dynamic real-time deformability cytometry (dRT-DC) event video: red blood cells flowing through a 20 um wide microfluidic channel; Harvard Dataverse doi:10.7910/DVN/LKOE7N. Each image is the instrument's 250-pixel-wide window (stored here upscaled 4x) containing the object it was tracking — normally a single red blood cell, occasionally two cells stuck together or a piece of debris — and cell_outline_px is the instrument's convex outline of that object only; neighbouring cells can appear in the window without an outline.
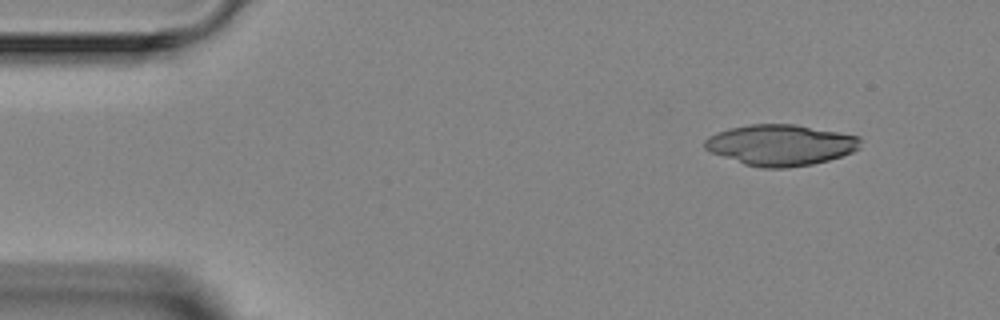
{"species": "Egyptian fruit bat (a non-hibernating species)", "species_latin": "Rousettus aegyptiacus", "temperature_condition": "room temperature", "stored_images_in_passage": 3, "camera_frame_rate_fps": 3000, "um_per_image_px": 0.085, "animal": {"sex": "female"}, "frame": {"image": 1, "passage_image": 1, "time_ms": 0.0, "image_size_px": [1000, 320], "cell_outline_px": [[860, 148], [852, 152], [828, 160], [812, 164], [788, 168], [760, 168], [744, 164], [708, 152], [704, 148], [704, 140], [708, 136], [716, 132], [748, 124], [796, 124], [860, 136]], "centroid_in_image_um": [66.32, 12.33], "position_along_channel_um": 18.7, "area_um2": 37.4}}